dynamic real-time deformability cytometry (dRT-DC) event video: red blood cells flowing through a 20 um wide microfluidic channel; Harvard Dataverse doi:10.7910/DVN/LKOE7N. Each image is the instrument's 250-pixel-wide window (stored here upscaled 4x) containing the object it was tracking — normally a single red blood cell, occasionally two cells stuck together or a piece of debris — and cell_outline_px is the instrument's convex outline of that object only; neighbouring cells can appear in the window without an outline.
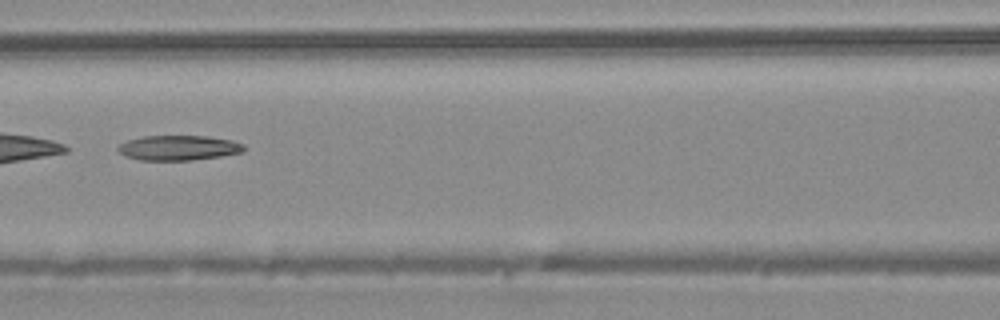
{"species": "common noctule bat (a hibernating species)", "species_latin": "Nyctalus noctula", "temperature_condition": "warm", "stored_images_in_passage": 47, "camera_frame_rate_fps": 3000, "um_per_image_px": 0.085, "animal": {"sex": "male", "body_mass_g": 20.4}, "frame": {"image": 1, "passage_image": 21, "time_ms": 6.667, "image_size_px": [1000, 320], "cell_outline_px": [[244, 152], [220, 156], [192, 160], [140, 160], [124, 156], [116, 148], [120, 144], [128, 140], [144, 136], [208, 136], [232, 140], [244, 144]], "centroid_in_image_um": [15.18, 12.56], "position_along_channel_um": 151.4, "area_um2": 18.32}}
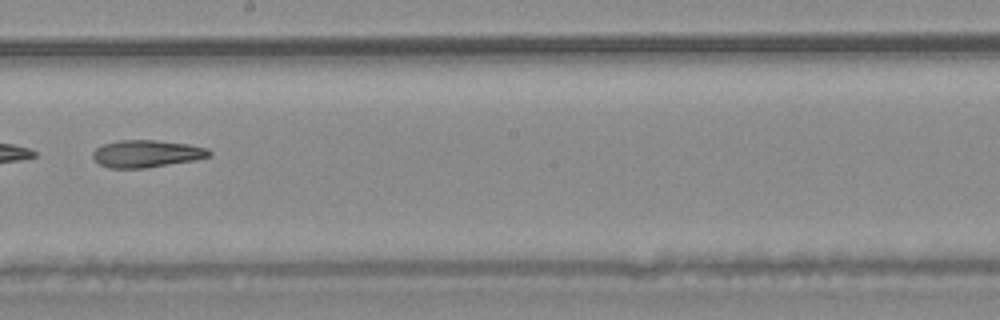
{"frame": {"image": 2, "passage_image": 27, "time_ms": 8.667, "image_size_px": [1000, 320], "cell_outline_px": [[212, 156], [196, 160], [148, 168], [108, 168], [100, 164], [92, 156], [92, 152], [96, 148], [104, 144], [120, 140], [156, 140], [188, 144], [208, 148], [212, 152]], "centroid_in_image_um": [12.5, 13.07], "position_along_channel_um": 235.7, "area_um2": 18.67}}